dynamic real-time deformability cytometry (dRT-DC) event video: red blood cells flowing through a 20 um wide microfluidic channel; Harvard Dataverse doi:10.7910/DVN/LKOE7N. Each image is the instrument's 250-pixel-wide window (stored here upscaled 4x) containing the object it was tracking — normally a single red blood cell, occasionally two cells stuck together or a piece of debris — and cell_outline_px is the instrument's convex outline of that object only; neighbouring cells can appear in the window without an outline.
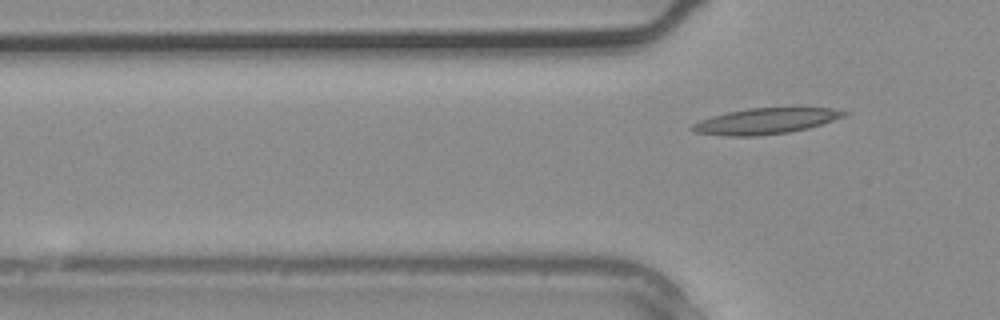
{"species": "common noctule bat (a hibernating species)", "species_latin": "Nyctalus noctula", "temperature_condition": "warm", "stored_images_in_passage": 3, "camera_frame_rate_fps": 3000, "um_per_image_px": 0.085, "animal": {"sex": "male", "body_mass_g": 20.4}, "frame": {"image": 1, "passage_image": 3, "time_ms": 0.667, "image_size_px": [1000, 320], "cell_outline_px": [[852, 112], [844, 116], [808, 128], [788, 132], [756, 136], [728, 136], [696, 132], [688, 128], [692, 124], [700, 120], [712, 116], [728, 112], [748, 108], [832, 108]], "centroid_in_image_um": [65.06, 10.29], "position_along_channel_um": 60.7, "area_um2": 22.66}}